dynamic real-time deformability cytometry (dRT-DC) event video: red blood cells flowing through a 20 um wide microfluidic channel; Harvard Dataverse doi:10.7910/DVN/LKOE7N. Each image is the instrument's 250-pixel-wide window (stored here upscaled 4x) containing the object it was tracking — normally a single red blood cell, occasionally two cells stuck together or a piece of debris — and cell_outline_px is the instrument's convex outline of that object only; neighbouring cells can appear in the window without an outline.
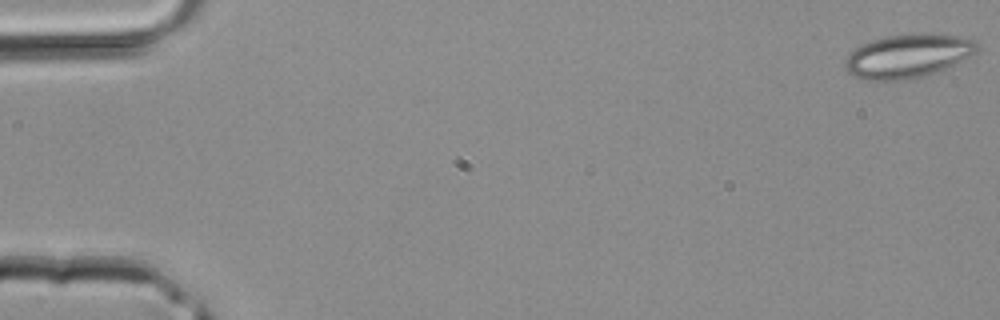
{"species": "common noctule bat (a hibernating species)", "species_latin": "Nyctalus noctula", "temperature_condition": "room temperature", "stored_images_in_passage": 4, "camera_frame_rate_fps": 3000, "um_per_image_px": 0.085, "animal": {"sex": "male", "body_mass_g": 20.4}, "frame": {"image": 1, "passage_image": 1, "time_ms": 0.0, "image_size_px": [1000, 320], "cell_outline_px": [[980, 48], [976, 52], [928, 76], [916, 80], [864, 80], [848, 72], [844, 64], [844, 60], [856, 48], [872, 40], [884, 36], [956, 36], [972, 40], [980, 44]], "centroid_in_image_um": [77.13, 4.82], "position_along_channel_um": 7.9, "area_um2": 32.6}}